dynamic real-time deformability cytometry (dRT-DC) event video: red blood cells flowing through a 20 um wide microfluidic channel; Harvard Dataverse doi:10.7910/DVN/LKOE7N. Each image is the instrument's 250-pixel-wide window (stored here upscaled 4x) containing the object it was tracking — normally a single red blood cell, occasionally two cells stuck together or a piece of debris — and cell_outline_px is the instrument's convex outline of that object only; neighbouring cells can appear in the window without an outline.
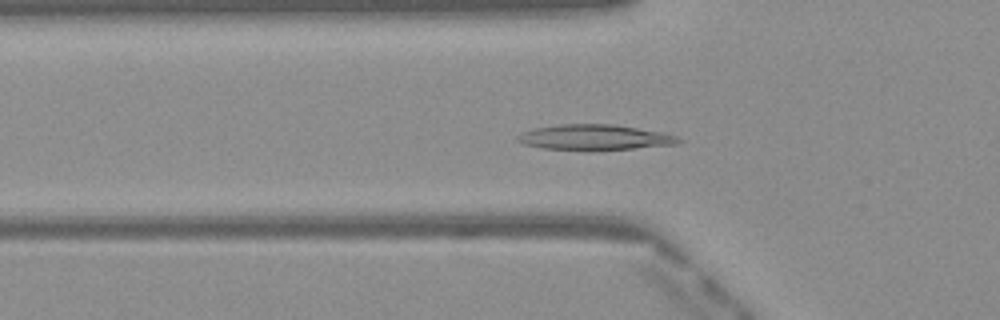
{"species": "Egyptian fruit bat (a non-hibernating species)", "species_latin": "Rousettus aegyptiacus", "temperature_condition": "warm", "stored_images_in_passage": 50, "camera_frame_rate_fps": 3000, "um_per_image_px": 0.085, "frame": {"image": 1, "passage_image": 17, "time_ms": 5.333, "image_size_px": [1000, 320], "cell_outline_px": [[684, 140], [680, 144], [592, 152], [588, 152], [544, 148], [524, 144], [516, 140], [516, 136], [520, 132], [532, 128], [560, 124], [612, 124], [664, 132], [676, 136]], "centroid_in_image_um": [50.55, 11.69], "position_along_channel_um": 75.3, "area_um2": 24.68}}
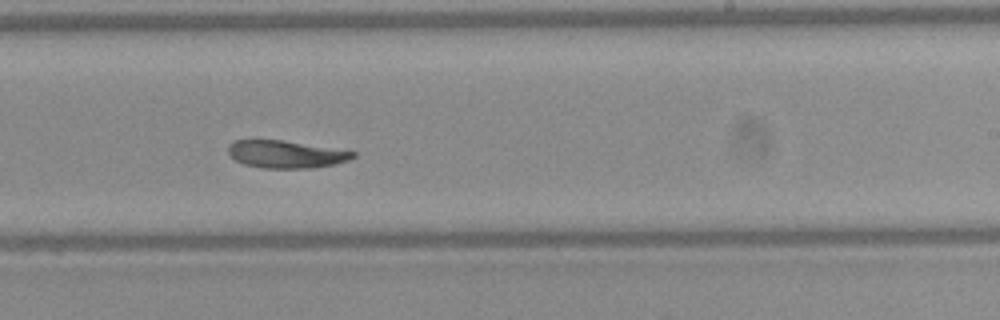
{"frame": {"image": 2, "passage_image": 31, "time_ms": 10.0, "image_size_px": [1000, 320], "cell_outline_px": [[356, 156], [348, 160], [336, 164], [312, 168], [264, 168], [244, 164], [236, 160], [228, 152], [228, 144], [232, 140], [280, 140], [356, 152]], "centroid_in_image_um": [24.28, 13.11], "position_along_channel_um": 264.7, "area_um2": 19.77}}
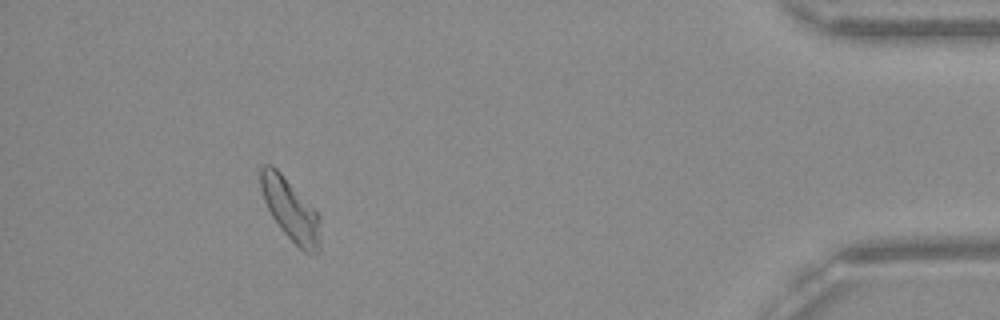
{"frame": {"image": 3, "passage_image": 46, "time_ms": 15.0, "image_size_px": [1000, 320], "cell_outline_px": [[320, 252], [304, 252], [280, 228], [272, 216], [264, 200], [260, 188], [260, 168], [264, 164], [272, 164], [280, 172], [320, 216]], "centroid_in_image_um": [24.68, 17.82], "position_along_channel_um": 410.5, "area_um2": 21.15}, "authors_computed_cell_mechanics": {"area_um2": 21.5883, "velocity_mm_per_s": 4.0507, "shape_relaxation_time_tau1_ms": null, "shape_relaxation_time_tau2_ms": 8.9948, "deformation_change_tau1": null, "deformation_change_tau2": 0.1665}}